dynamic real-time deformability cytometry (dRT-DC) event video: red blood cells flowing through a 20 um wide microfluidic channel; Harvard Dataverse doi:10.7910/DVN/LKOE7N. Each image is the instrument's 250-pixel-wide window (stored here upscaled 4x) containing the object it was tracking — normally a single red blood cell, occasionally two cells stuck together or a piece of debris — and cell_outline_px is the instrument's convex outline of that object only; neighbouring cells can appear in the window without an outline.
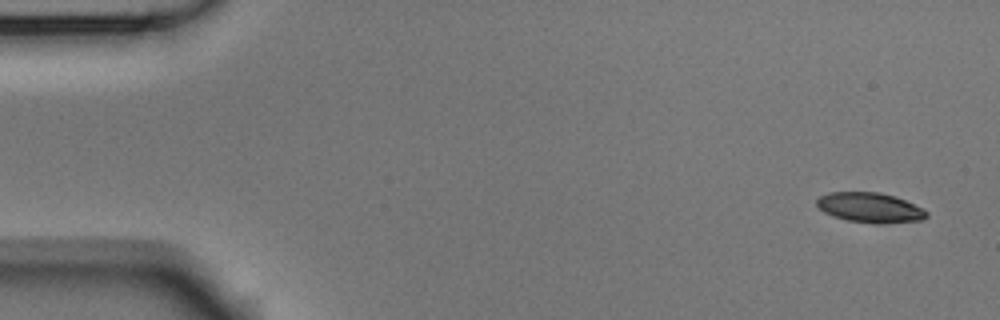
{"species": "Egyptian fruit bat (a non-hibernating species)", "species_latin": "Rousettus aegyptiacus", "temperature_condition": "room temperature", "stored_images_in_passage": 6, "camera_frame_rate_fps": 3000, "um_per_image_px": 0.085, "animal": {"sex": "male"}, "frame": {"image": 1, "passage_image": 1, "time_ms": 0.0, "image_size_px": [1000, 320], "cell_outline_px": [[928, 216], [924, 220], [884, 224], [872, 224], [848, 220], [832, 216], [824, 212], [816, 204], [816, 200], [820, 196], [828, 192], [880, 192], [896, 196], [924, 208], [928, 212]], "centroid_in_image_um": [73.99, 17.65], "position_along_channel_um": 11.0, "area_um2": 19.54}}
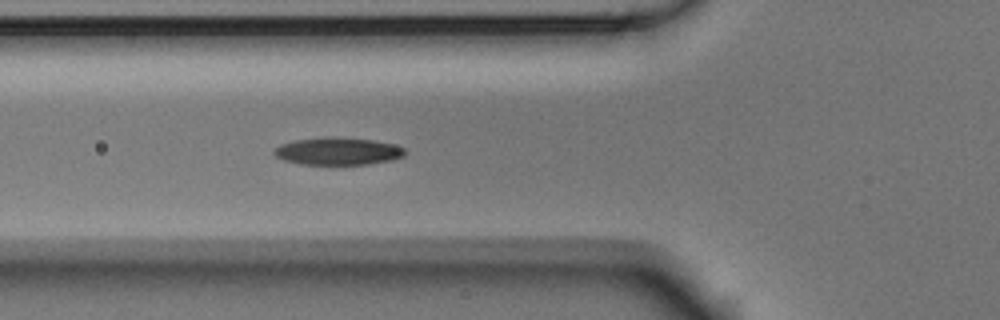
{"frame": {"image": 2, "passage_image": 6, "time_ms": 1.667, "image_size_px": [1000, 320], "cell_outline_px": [[404, 156], [392, 160], [368, 164], [300, 164], [284, 160], [276, 156], [272, 152], [280, 144], [296, 140], [324, 136], [332, 136], [372, 140], [392, 144], [404, 148]], "centroid_in_image_um": [28.69, 12.84], "position_along_channel_um": 97.1, "area_um2": 20.87}}